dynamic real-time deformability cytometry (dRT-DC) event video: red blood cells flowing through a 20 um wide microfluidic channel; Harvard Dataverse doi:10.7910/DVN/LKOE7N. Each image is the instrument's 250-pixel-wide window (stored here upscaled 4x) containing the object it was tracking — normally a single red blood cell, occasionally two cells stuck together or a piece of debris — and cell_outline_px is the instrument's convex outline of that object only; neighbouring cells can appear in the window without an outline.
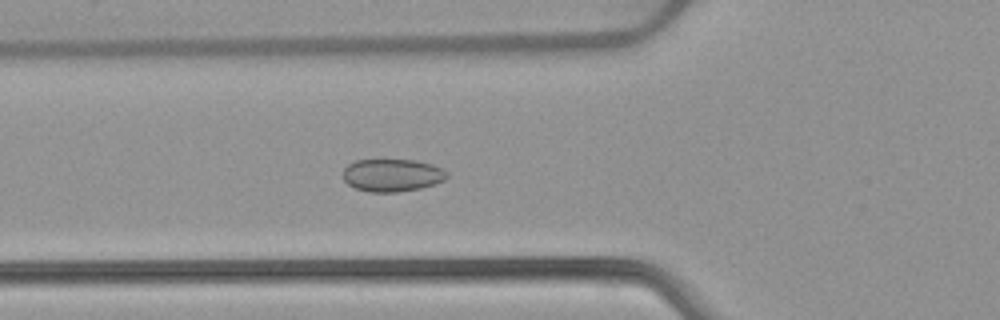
{"species": "common noctule bat (a hibernating species)", "species_latin": "Nyctalus noctula", "temperature_condition": "warm", "stored_images_in_passage": 53, "camera_frame_rate_fps": 3000, "um_per_image_px": 0.085, "animal": {"sex": "female", "body_mass_g": 22.7, "forearm_length_mm": 54.2}, "frame": {"image": 1, "passage_image": 19, "time_ms": 6.0, "image_size_px": [1000, 320], "cell_outline_px": [[448, 176], [444, 180], [436, 184], [420, 188], [396, 192], [368, 192], [356, 188], [348, 184], [344, 180], [344, 168], [348, 164], [356, 160], [416, 160], [432, 164], [448, 172]], "centroid_in_image_um": [33.35, 14.89], "position_along_channel_um": 92.5, "area_um2": 19.77}}
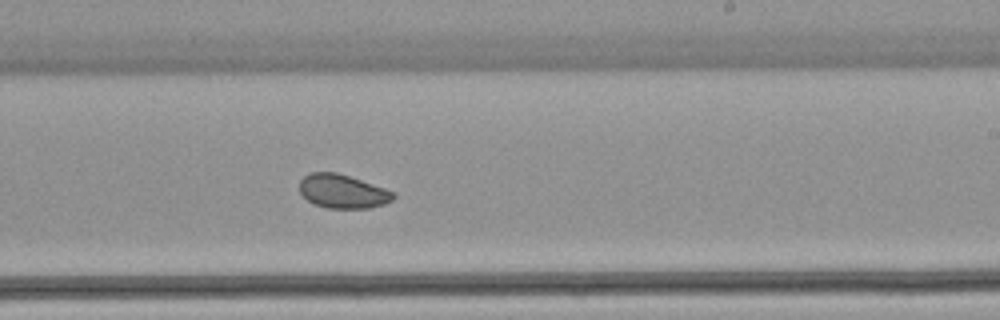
{"frame": {"image": 2, "passage_image": 32, "time_ms": 10.333, "image_size_px": [1000, 320], "cell_outline_px": [[396, 196], [392, 200], [384, 204], [368, 208], [328, 208], [312, 204], [300, 192], [300, 180], [308, 172], [336, 172], [396, 192]], "centroid_in_image_um": [29.12, 16.27], "position_along_channel_um": 259.9, "area_um2": 18.44}}
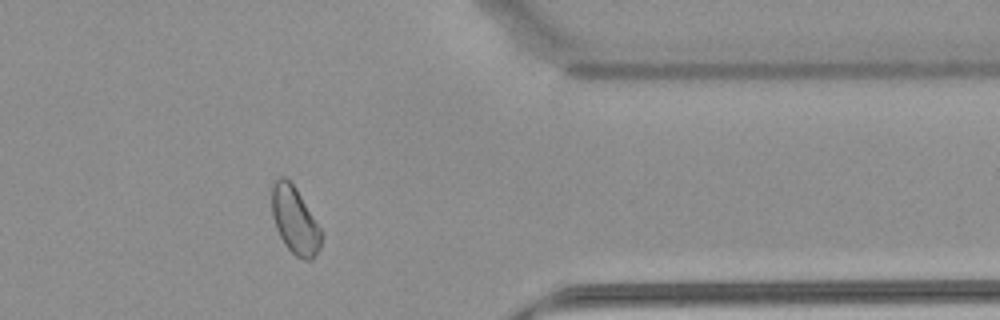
{"frame": {"image": 3, "passage_image": 43, "time_ms": 14.0, "image_size_px": [1000, 320], "cell_outline_px": [[324, 232], [320, 248], [312, 260], [304, 260], [296, 256], [288, 248], [280, 236], [276, 228], [272, 216], [272, 180], [276, 176], [284, 176], [296, 188]], "centroid_in_image_um": [25.08, 18.71], "position_along_channel_um": 386.3, "area_um2": 19.65}, "authors_computed_cell_mechanics": {"area_um2": 20.3456, "velocity_mm_per_s": 3.8617, "shape_relaxation_time_tau1_ms": 8.132, "shape_relaxation_time_tau2_ms": 2.0723, "deformation_change_tau1": 0.0671, "deformation_change_tau2": 0.0384}}